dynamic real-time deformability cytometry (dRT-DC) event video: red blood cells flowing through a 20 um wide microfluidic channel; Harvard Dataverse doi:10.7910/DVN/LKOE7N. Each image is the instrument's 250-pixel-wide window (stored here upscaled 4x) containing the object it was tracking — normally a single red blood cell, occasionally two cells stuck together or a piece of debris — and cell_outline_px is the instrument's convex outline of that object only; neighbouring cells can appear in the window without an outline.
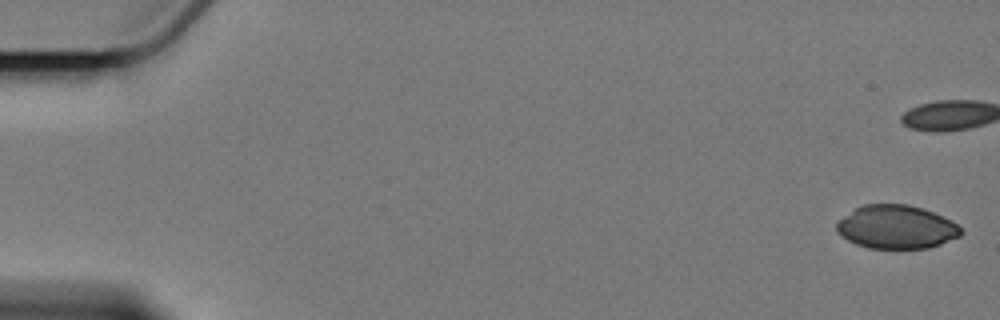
{"species": "Egyptian fruit bat (a non-hibernating species)", "species_latin": "Rousettus aegyptiacus", "temperature_condition": "cold", "stored_images_in_passage": 9, "camera_frame_rate_fps": 3000, "um_per_image_px": 0.085, "animal": {"sex": "female"}, "frame": {"image": 1, "passage_image": 1, "time_ms": 0.0, "image_size_px": [1000, 320], "cell_outline_px": [[964, 232], [960, 236], [940, 244], [928, 248], [868, 248], [856, 244], [840, 236], [836, 232], [836, 224], [844, 216], [856, 208], [864, 204], [908, 204], [932, 212], [952, 220]], "centroid_in_image_um": [76.18, 19.3], "position_along_channel_um": 8.8, "area_um2": 31.39}}
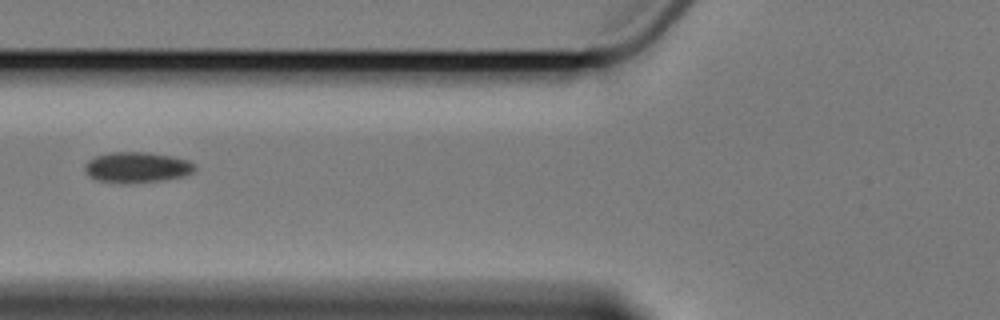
{"frame": {"image": 2, "passage_image": 8, "time_ms": 8.333, "image_size_px": [1000, 320], "cell_outline_px": [[196, 168], [192, 172], [184, 176], [164, 180], [124, 184], [120, 184], [96, 180], [88, 176], [84, 172], [84, 164], [88, 160], [96, 156], [112, 152], [148, 152], [172, 156], [188, 160], [196, 164]], "centroid_in_image_um": [11.62, 14.23], "position_along_channel_um": 114.2, "area_um2": 20.0}}
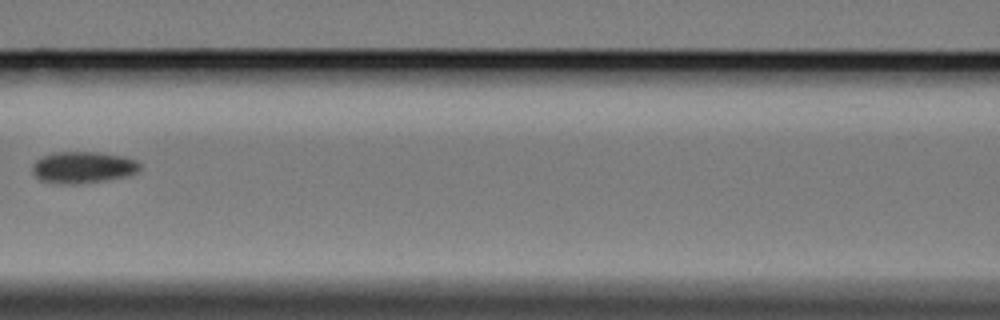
{"frame": {"image": 3, "passage_image": 9, "time_ms": 9.667, "image_size_px": [1000, 320], "cell_outline_px": [[140, 172], [128, 176], [104, 180], [76, 184], [60, 184], [40, 180], [32, 172], [32, 164], [36, 160], [44, 156], [56, 152], [100, 152], [124, 156], [136, 160], [140, 164]], "centroid_in_image_um": [7.08, 14.22], "position_along_channel_um": 159.5, "area_um2": 19.94}}